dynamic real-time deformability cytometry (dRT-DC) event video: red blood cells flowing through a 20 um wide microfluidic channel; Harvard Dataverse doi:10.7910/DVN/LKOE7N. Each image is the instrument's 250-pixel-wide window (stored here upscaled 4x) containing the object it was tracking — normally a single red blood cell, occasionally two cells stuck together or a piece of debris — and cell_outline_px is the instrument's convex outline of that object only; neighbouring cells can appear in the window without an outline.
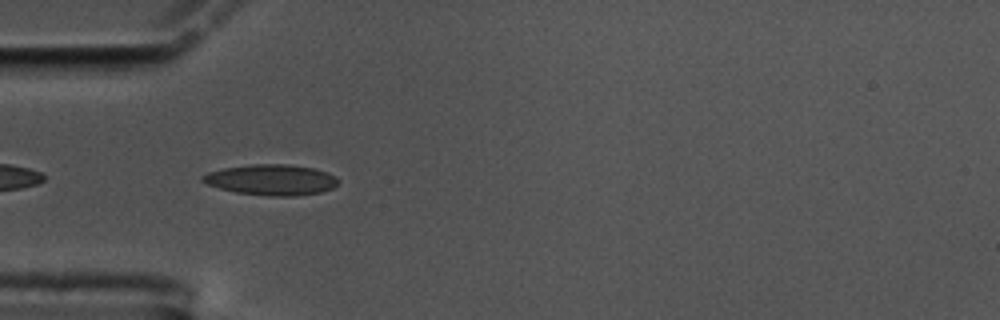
{"species": "common noctule bat (a hibernating species)", "species_latin": "Nyctalus noctula", "temperature_condition": "cold", "stored_images_in_passage": 41, "camera_frame_rate_fps": 3000, "um_per_image_px": 0.085, "animal": {"sex": "male", "body_mass_g": 17.5, "forearm_length_mm": 52.3}, "frame": {"image": 1, "passage_image": 2, "time_ms": 0.333, "image_size_px": [1000, 320], "cell_outline_px": [[340, 180], [332, 188], [320, 192], [296, 196], [268, 196], [236, 192], [220, 188], [208, 184], [200, 180], [200, 176], [208, 172], [224, 168], [252, 164], [288, 164], [312, 168], [328, 172], [336, 176]], "centroid_in_image_um": [23.07, 15.28], "position_along_channel_um": 61.9, "area_um2": 24.28}}
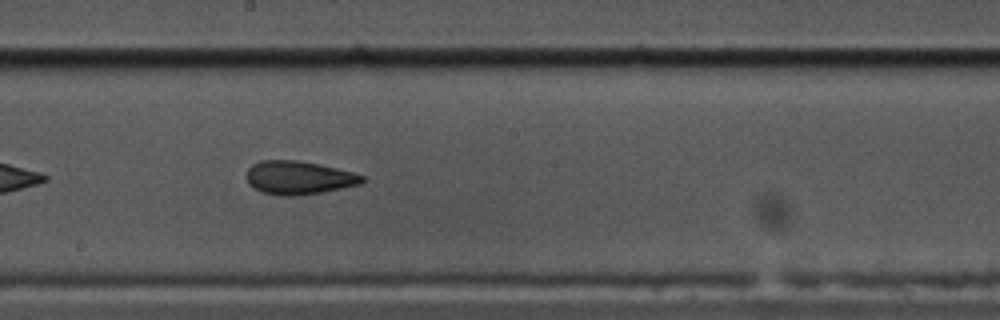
{"frame": {"image": 2, "passage_image": 16, "time_ms": 5.0, "image_size_px": [1000, 320], "cell_outline_px": [[364, 180], [360, 184], [320, 192], [292, 196], [280, 196], [260, 192], [248, 184], [244, 176], [248, 168], [252, 164], [260, 160], [296, 160], [320, 164], [352, 172], [364, 176]], "centroid_in_image_um": [25.31, 15.1], "position_along_channel_um": 222.9, "area_um2": 22.6}}
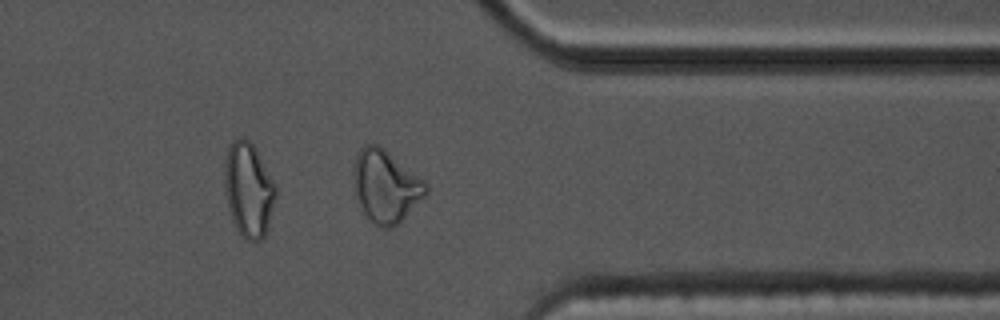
{"frame": {"image": 3, "passage_image": 30, "time_ms": 9.667, "image_size_px": [1000, 320], "cell_outline_px": [[428, 192], [392, 228], [380, 228], [364, 212], [356, 196], [352, 184], [352, 172], [356, 152], [364, 144], [376, 144], [384, 148], [424, 180], [428, 188]], "centroid_in_image_um": [32.74, 15.78], "position_along_channel_um": 378.7, "area_um2": 30.23}, "authors_computed_cell_mechanics": {"area_um2": 22.5998, "velocity_mm_per_s": 3.4828, "shape_relaxation_time_tau1_ms": null, "shape_relaxation_time_tau2_ms": 3.2106, "deformation_change_tau1": null, "deformation_change_tau2": 0.1157}}